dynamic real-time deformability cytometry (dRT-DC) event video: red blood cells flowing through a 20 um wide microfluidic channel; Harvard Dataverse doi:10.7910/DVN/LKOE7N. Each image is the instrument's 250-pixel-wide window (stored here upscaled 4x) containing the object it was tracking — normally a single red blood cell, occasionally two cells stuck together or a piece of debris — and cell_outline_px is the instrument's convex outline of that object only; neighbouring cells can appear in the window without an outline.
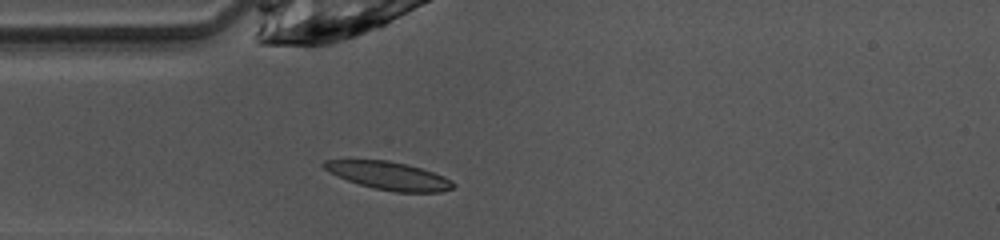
{"species": "common noctule bat (a hibernating species)", "species_latin": "Nyctalus noctula", "temperature_condition": "warm", "stored_images_in_passage": 25, "camera_frame_rate_fps": 3000, "um_per_image_px": 0.085, "animal": {"sex": "female", "body_mass_g": 10.0, "forearm_length_mm": 53.1}, "frame": {"image": 1, "passage_image": 3, "time_ms": 0.667, "image_size_px": [1000, 240], "cell_outline_px": [[456, 184], [452, 188], [440, 192], [396, 192], [376, 188], [360, 184], [348, 180], [328, 172], [320, 164], [324, 160], [388, 160], [408, 164], [444, 176], [452, 180]], "centroid_in_image_um": [33.05, 14.93], "position_along_channel_um": 51.9, "area_um2": 20.92}}
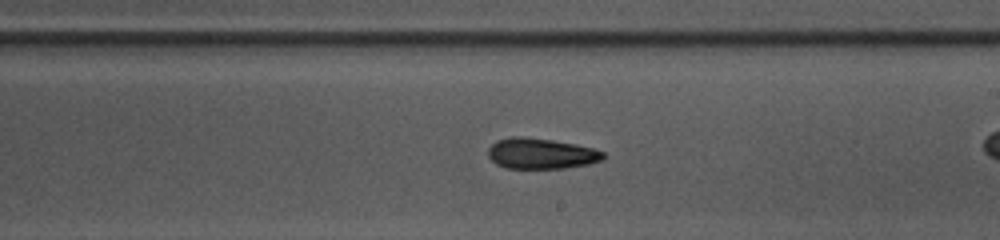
{"frame": {"image": 2, "passage_image": 14, "time_ms": 4.333, "image_size_px": [1000, 240], "cell_outline_px": [[608, 156], [604, 160], [588, 164], [564, 168], [504, 168], [496, 164], [488, 156], [488, 148], [496, 140], [512, 136], [524, 136], [552, 140], [576, 144], [592, 148], [604, 152]], "centroid_in_image_um": [46.0, 13.05], "position_along_channel_um": 243.0, "area_um2": 20.81}}
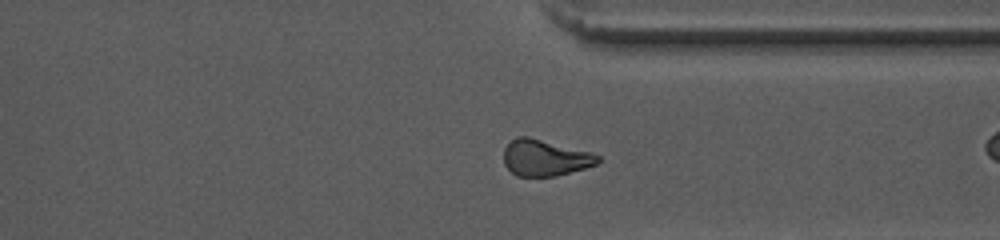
{"frame": {"image": 3, "passage_image": 23, "time_ms": 7.333, "image_size_px": [1000, 240], "cell_outline_px": [[600, 160], [596, 164], [584, 168], [556, 176], [516, 176], [504, 164], [504, 148], [516, 136], [528, 136], [588, 152], [600, 156]], "centroid_in_image_um": [46.29, 13.42], "position_along_channel_um": 365.1, "area_um2": 19.59}}